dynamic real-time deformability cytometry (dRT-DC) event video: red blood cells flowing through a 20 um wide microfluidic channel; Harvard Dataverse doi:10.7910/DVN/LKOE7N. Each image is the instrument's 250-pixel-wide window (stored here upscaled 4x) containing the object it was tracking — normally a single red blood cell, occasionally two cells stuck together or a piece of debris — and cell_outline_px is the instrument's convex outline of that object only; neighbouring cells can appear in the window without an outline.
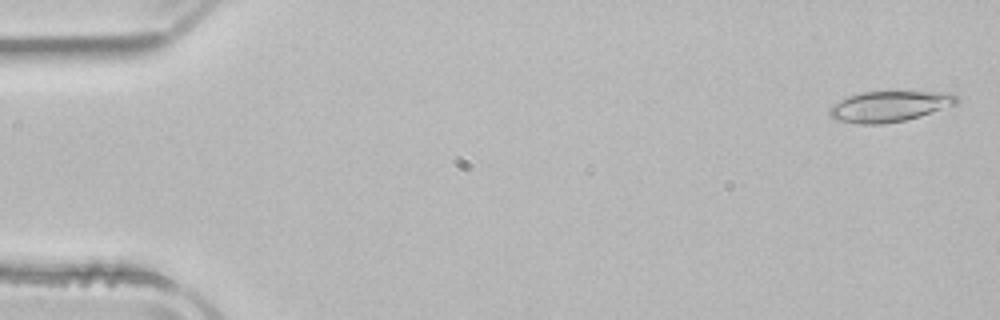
{"species": "common noctule bat (a hibernating species)", "species_latin": "Nyctalus noctula", "temperature_condition": "room temperature", "stored_images_in_passage": 52, "camera_frame_rate_fps": 3000, "um_per_image_px": 0.085, "animal": {"sex": "male", "body_mass_g": 21.5, "forearm_length_mm": 52.0}, "frame": {"image": 1, "passage_image": 2, "time_ms": 0.333, "image_size_px": [1000, 320], "cell_outline_px": [[960, 100], [956, 104], [920, 116], [904, 120], [884, 124], [860, 124], [836, 120], [828, 112], [828, 108], [832, 104], [848, 96], [860, 92], [952, 92]], "centroid_in_image_um": [75.58, 9.04], "position_along_channel_um": 9.4, "area_um2": 22.72}}
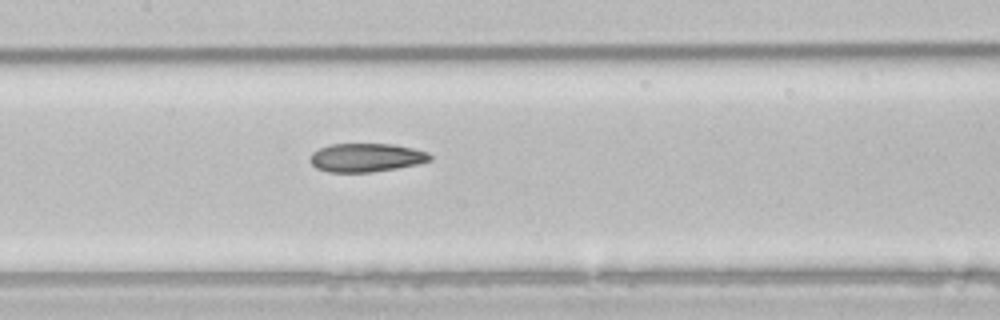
{"frame": {"image": 2, "passage_image": 25, "time_ms": 8.0, "image_size_px": [1000, 320], "cell_outline_px": [[432, 160], [420, 164], [372, 172], [328, 172], [316, 168], [312, 164], [312, 152], [328, 144], [392, 144], [412, 148], [428, 152], [432, 156]], "centroid_in_image_um": [31.16, 13.39], "position_along_channel_um": 176.2, "area_um2": 19.94}}
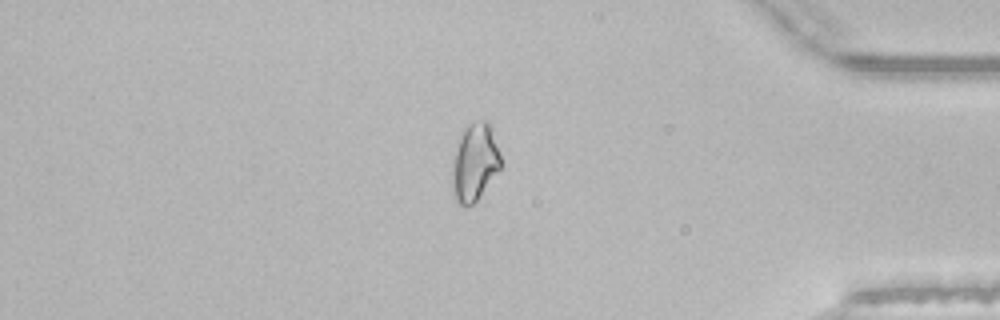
{"frame": {"image": 3, "passage_image": 44, "time_ms": 14.333, "image_size_px": [1000, 320], "cell_outline_px": [[504, 164], [476, 200], [472, 204], [464, 208], [456, 204], [452, 196], [452, 164], [456, 140], [460, 132], [468, 124], [476, 120], [484, 120], [492, 124]], "centroid_in_image_um": [40.34, 13.76], "position_along_channel_um": 394.9, "area_um2": 23.0}, "authors_computed_cell_mechanics": {"area_um2": 21.6172, "velocity_mm_per_s": 3.9367, "shape_relaxation_time_tau1_ms": null, "shape_relaxation_time_tau2_ms": 9.0019, "deformation_change_tau1": null, "deformation_change_tau2": 0.1556}}